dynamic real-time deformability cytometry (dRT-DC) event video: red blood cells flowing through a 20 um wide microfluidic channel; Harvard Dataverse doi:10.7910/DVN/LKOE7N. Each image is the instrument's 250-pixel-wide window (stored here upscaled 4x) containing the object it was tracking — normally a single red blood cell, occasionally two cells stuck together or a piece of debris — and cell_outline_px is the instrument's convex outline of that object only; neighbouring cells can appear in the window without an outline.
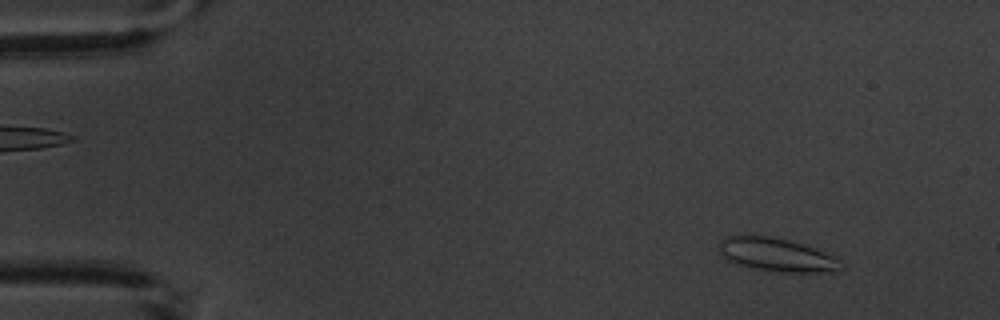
{"species": "common noctule bat (a hibernating species)", "species_latin": "Nyctalus noctula", "temperature_condition": "warm", "stored_images_in_passage": 4, "camera_frame_rate_fps": 3000, "um_per_image_px": 0.085, "animal": {"sex": "male", "body_mass_g": 20.1, "forearm_length_mm": 53.5}, "frame": {"image": 1, "passage_image": 1, "time_ms": 0.0, "image_size_px": [1000, 320], "cell_outline_px": [[844, 268], [836, 272], [780, 272], [752, 268], [736, 264], [724, 260], [716, 244], [724, 236], [772, 236], [804, 244], [836, 256], [844, 264]], "centroid_in_image_um": [66.02, 21.66], "position_along_channel_um": 19.0, "area_um2": 24.28}}
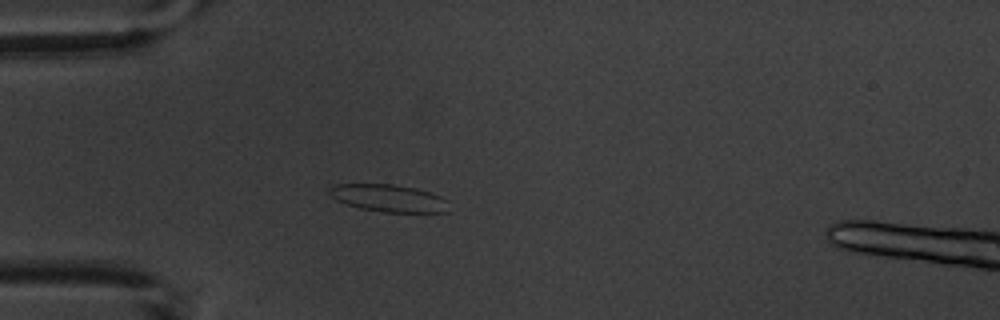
{"frame": {"image": 2, "passage_image": 3, "time_ms": 3.333, "image_size_px": [1000, 320], "cell_outline_px": [[448, 212], [384, 212], [360, 208], [336, 200], [328, 192], [328, 188], [336, 184], [392, 184], [416, 188], [440, 196], [448, 200]], "centroid_in_image_um": [33.04, 16.84], "position_along_channel_um": 52.0, "area_um2": 18.96}}